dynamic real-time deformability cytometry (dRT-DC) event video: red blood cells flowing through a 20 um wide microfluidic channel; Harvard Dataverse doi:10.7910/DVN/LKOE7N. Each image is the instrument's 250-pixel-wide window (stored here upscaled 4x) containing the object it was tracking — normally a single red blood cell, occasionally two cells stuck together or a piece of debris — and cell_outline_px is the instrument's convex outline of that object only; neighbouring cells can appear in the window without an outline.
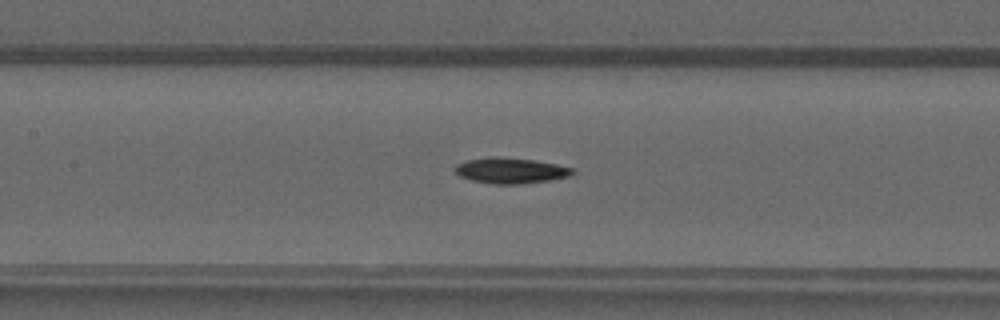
{"species": "common noctule bat (a hibernating species)", "species_latin": "Nyctalus noctula", "temperature_condition": "warm", "stored_images_in_passage": 49, "camera_frame_rate_fps": 3000, "um_per_image_px": 0.085, "animal": {"sex": "male", "forearm_length_mm": 52.5}, "frame": {"image": 1, "passage_image": 23, "time_ms": 7.333, "image_size_px": [1000, 320], "cell_outline_px": [[576, 172], [572, 176], [552, 180], [520, 184], [492, 184], [472, 180], [460, 176], [456, 172], [456, 164], [468, 160], [496, 156], [500, 156], [532, 160], [556, 164], [572, 168]], "centroid_in_image_um": [43.45, 14.5], "position_along_channel_um": 163.9, "area_um2": 17.57}}
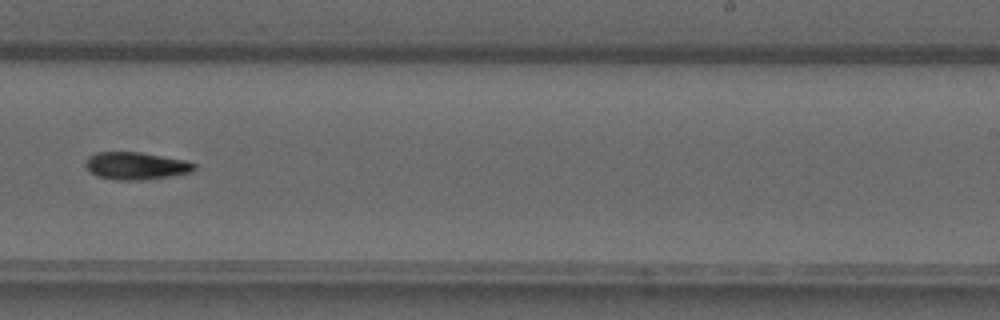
{"frame": {"image": 2, "passage_image": 31, "time_ms": 10.0, "image_size_px": [1000, 320], "cell_outline_px": [[196, 168], [192, 172], [148, 180], [116, 180], [96, 176], [84, 164], [88, 156], [96, 152], [140, 152], [184, 160], [196, 164]], "centroid_in_image_um": [11.56, 14.1], "position_along_channel_um": 277.4, "area_um2": 17.46}}
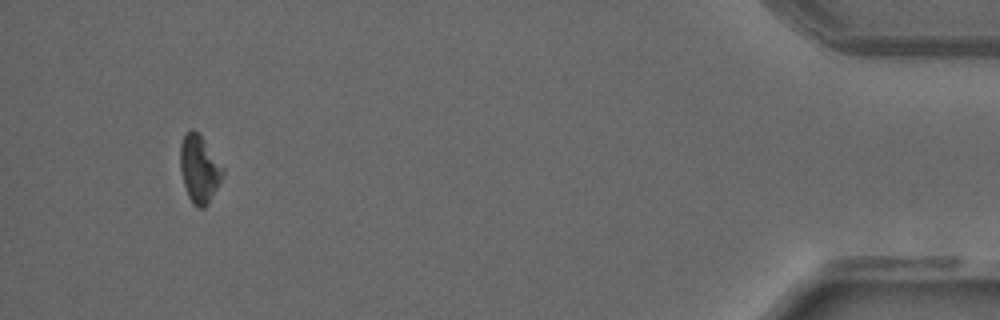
{"frame": {"image": 3, "passage_image": 46, "time_ms": 15.0, "image_size_px": [1000, 320], "cell_outline_px": [[224, 176], [208, 204], [204, 208], [196, 208], [192, 204], [188, 196], [184, 184], [180, 168], [180, 144], [184, 136], [192, 128], [204, 140], [224, 168]], "centroid_in_image_um": [16.95, 14.4], "position_along_channel_um": 418.3, "area_um2": 16.7}}